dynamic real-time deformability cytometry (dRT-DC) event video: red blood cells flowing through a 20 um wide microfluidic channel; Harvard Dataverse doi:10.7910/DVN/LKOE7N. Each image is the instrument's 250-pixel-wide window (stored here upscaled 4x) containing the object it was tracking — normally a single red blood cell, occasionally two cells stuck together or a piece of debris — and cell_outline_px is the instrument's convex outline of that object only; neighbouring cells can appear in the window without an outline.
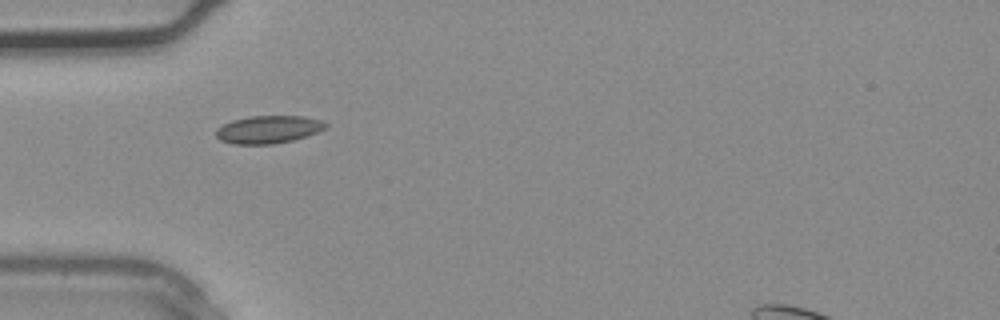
{"species": "common noctule bat (a hibernating species)", "species_latin": "Nyctalus noctula", "temperature_condition": "warm", "stored_images_in_passage": 1, "camera_frame_rate_fps": 3000, "um_per_image_px": 0.085, "animal": {"sex": "male", "body_mass_g": 20.4}, "frame": {"image": 1, "passage_image": 1, "time_ms": 0.0, "image_size_px": [1000, 320], "cell_outline_px": [[328, 128], [292, 140], [272, 144], [232, 144], [220, 140], [216, 136], [216, 128], [232, 120], [252, 116], [304, 116], [320, 120], [328, 124]], "centroid_in_image_um": [22.8, 11.0], "position_along_channel_um": 62.2, "area_um2": 17.63}}